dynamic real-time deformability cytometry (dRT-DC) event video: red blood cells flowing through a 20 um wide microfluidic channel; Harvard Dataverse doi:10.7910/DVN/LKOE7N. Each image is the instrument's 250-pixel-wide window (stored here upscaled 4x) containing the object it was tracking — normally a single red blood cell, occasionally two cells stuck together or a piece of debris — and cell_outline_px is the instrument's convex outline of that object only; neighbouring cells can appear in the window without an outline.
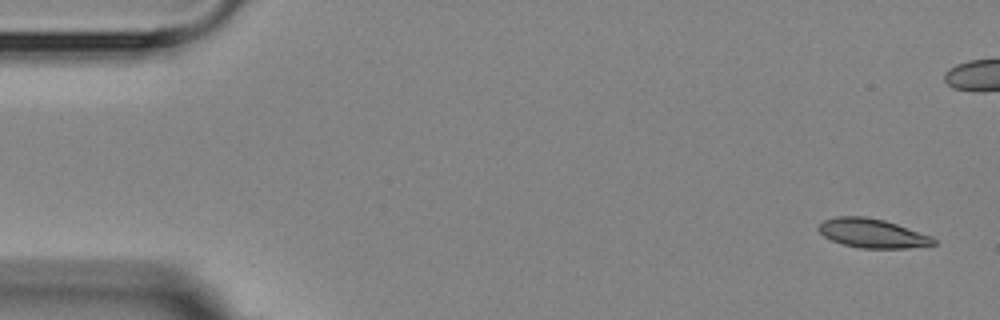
{"species": "Egyptian fruit bat (a non-hibernating species)", "species_latin": "Rousettus aegyptiacus", "temperature_condition": "room temperature", "stored_images_in_passage": 7, "segment_of_instrument_passage": [1, 2], "camera_frame_rate_fps": 3000, "um_per_image_px": 0.085, "animal": {"sex": "female"}, "frame": {"image": 1, "passage_image": 1, "time_ms": 0.0, "image_size_px": [1000, 320], "cell_outline_px": [[936, 244], [908, 248], [860, 248], [844, 244], [832, 240], [824, 236], [816, 228], [824, 220], [836, 216], [864, 216], [884, 220], [932, 236], [936, 240]], "centroid_in_image_um": [74.14, 19.82], "position_along_channel_um": 10.9, "area_um2": 19.36}}
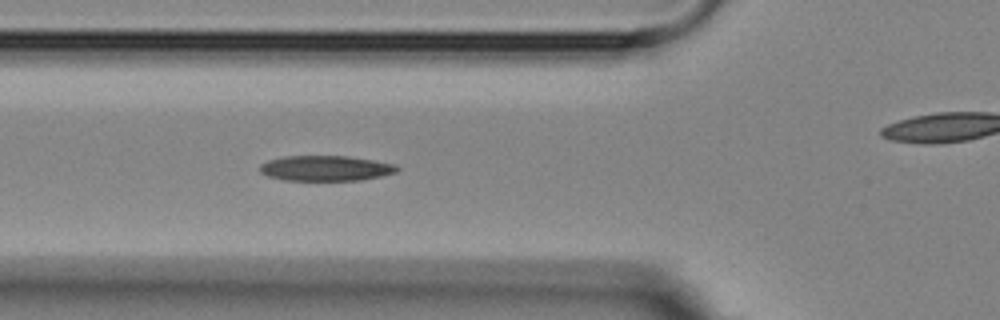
{"frame": {"image": 2, "passage_image": 6, "time_ms": 5.667, "image_size_px": [1000, 320], "cell_outline_px": [[400, 168], [396, 172], [380, 176], [360, 180], [284, 180], [268, 176], [260, 172], [260, 164], [268, 160], [284, 156], [348, 156], [372, 160], [392, 164]], "centroid_in_image_um": [27.64, 14.3], "position_along_channel_um": 98.2, "area_um2": 20.06}}